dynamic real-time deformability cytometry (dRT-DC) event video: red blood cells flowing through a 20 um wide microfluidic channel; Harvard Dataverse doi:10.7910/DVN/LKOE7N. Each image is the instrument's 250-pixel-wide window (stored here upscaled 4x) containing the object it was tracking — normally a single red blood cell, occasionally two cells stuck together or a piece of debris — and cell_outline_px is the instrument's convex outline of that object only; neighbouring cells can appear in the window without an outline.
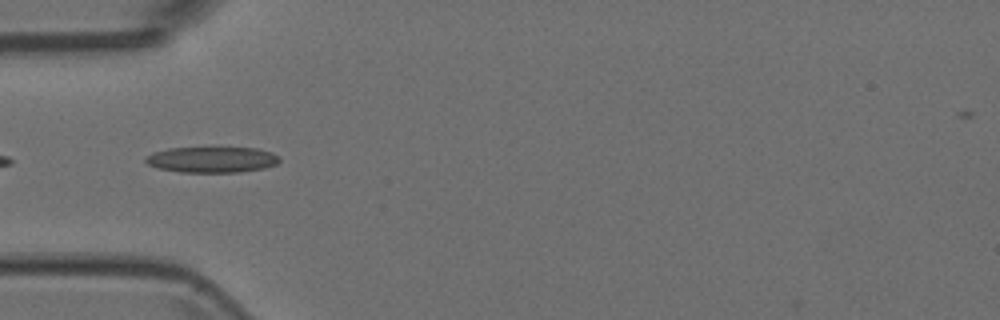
{"species": "Egyptian fruit bat (a non-hibernating species)", "species_latin": "Rousettus aegyptiacus", "temperature_condition": "room temperature", "stored_images_in_passage": 7, "camera_frame_rate_fps": 3000, "um_per_image_px": 0.085, "animal": {"sex": "female"}, "frame": {"image": 1, "passage_image": 5, "time_ms": 1.333, "image_size_px": [1000, 320], "cell_outline_px": [[280, 160], [276, 164], [264, 168], [240, 172], [180, 172], [156, 168], [148, 164], [144, 160], [144, 156], [152, 152], [168, 148], [256, 148], [272, 152], [280, 156]], "centroid_in_image_um": [17.99, 13.57], "position_along_channel_um": 67.0, "area_um2": 20.29}}
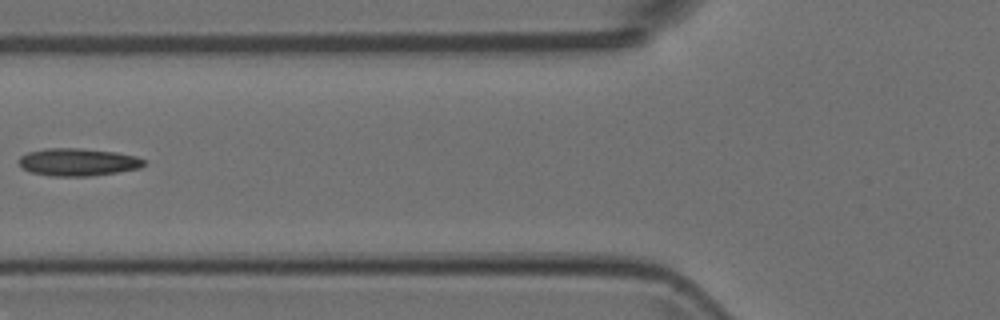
{"frame": {"image": 2, "passage_image": 6, "time_ms": 1.667, "image_size_px": [1000, 320], "cell_outline_px": [[144, 164], [140, 168], [116, 172], [88, 176], [52, 176], [28, 172], [20, 168], [20, 156], [28, 152], [48, 148], [80, 148], [116, 152], [136, 156], [144, 160]], "centroid_in_image_um": [6.59, 13.78], "position_along_channel_um": 119.2, "area_um2": 20.06}}
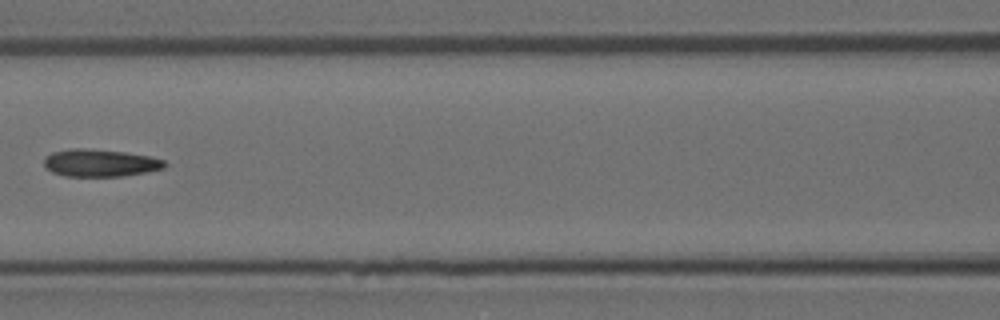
{"frame": {"image": 3, "passage_image": 7, "time_ms": 2.0, "image_size_px": [1000, 320], "cell_outline_px": [[168, 164], [164, 168], [124, 176], [64, 176], [52, 172], [44, 168], [44, 156], [52, 152], [76, 148], [84, 148], [124, 152], [148, 156], [164, 160]], "centroid_in_image_um": [8.47, 13.85], "position_along_channel_um": 158.1, "area_um2": 19.25}}